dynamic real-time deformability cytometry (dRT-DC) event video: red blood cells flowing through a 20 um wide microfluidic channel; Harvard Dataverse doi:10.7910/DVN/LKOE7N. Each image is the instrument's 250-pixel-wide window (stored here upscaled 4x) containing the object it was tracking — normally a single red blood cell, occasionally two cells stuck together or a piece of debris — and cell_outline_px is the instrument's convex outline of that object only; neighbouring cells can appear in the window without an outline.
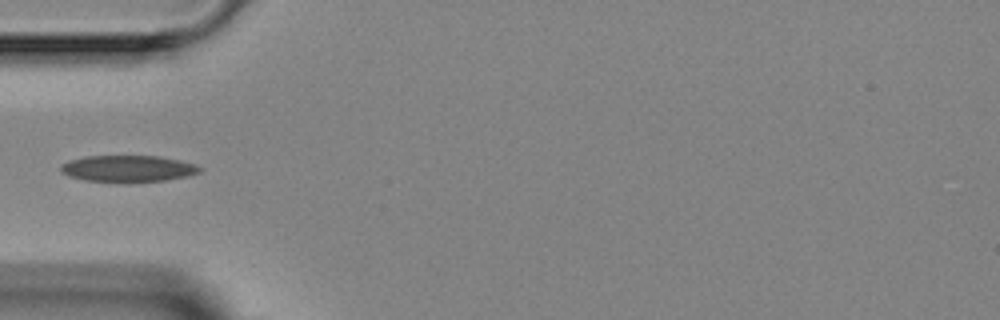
{"species": "Egyptian fruit bat (a non-hibernating species)", "species_latin": "Rousettus aegyptiacus", "temperature_condition": "room temperature", "stored_images_in_passage": 5, "camera_frame_rate_fps": 3000, "um_per_image_px": 0.085, "animal": {"sex": "female"}, "frame": {"image": 1, "passage_image": 5, "time_ms": 4.667, "image_size_px": [1000, 320], "cell_outline_px": [[204, 168], [200, 172], [188, 176], [164, 180], [84, 180], [68, 176], [60, 172], [60, 164], [68, 160], [84, 156], [160, 156], [180, 160], [196, 164]], "centroid_in_image_um": [10.87, 14.29], "position_along_channel_um": 74.1, "area_um2": 21.1}}